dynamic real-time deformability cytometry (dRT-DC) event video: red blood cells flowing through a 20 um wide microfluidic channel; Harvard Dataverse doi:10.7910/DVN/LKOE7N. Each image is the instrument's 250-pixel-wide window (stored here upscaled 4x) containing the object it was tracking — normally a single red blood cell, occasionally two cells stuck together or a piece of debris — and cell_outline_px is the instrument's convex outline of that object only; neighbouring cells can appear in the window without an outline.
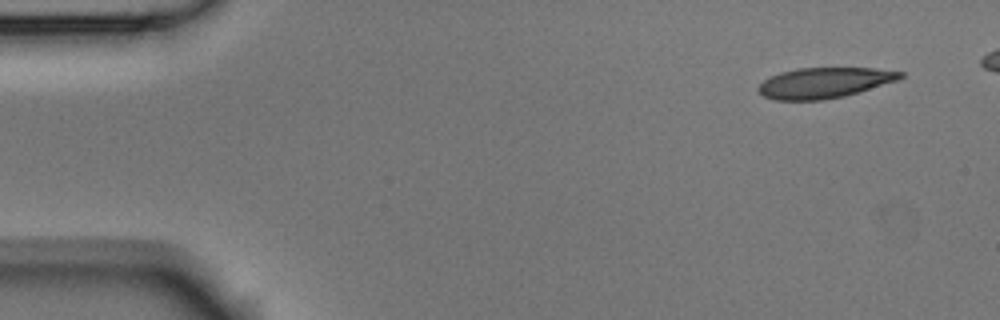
{"species": "Egyptian fruit bat (a non-hibernating species)", "species_latin": "Rousettus aegyptiacus", "temperature_condition": "room temperature", "stored_images_in_passage": 5, "camera_frame_rate_fps": 3000, "um_per_image_px": 0.085, "animal": {"sex": "male"}, "frame": {"image": 1, "passage_image": 1, "time_ms": 0.0, "image_size_px": [1000, 320], "cell_outline_px": [[904, 76], [896, 80], [844, 96], [824, 100], [776, 100], [764, 96], [756, 88], [764, 80], [780, 72], [796, 68], [876, 68], [904, 72]], "centroid_in_image_um": [70.04, 7.03], "position_along_channel_um": 15.0, "area_um2": 25.03}}